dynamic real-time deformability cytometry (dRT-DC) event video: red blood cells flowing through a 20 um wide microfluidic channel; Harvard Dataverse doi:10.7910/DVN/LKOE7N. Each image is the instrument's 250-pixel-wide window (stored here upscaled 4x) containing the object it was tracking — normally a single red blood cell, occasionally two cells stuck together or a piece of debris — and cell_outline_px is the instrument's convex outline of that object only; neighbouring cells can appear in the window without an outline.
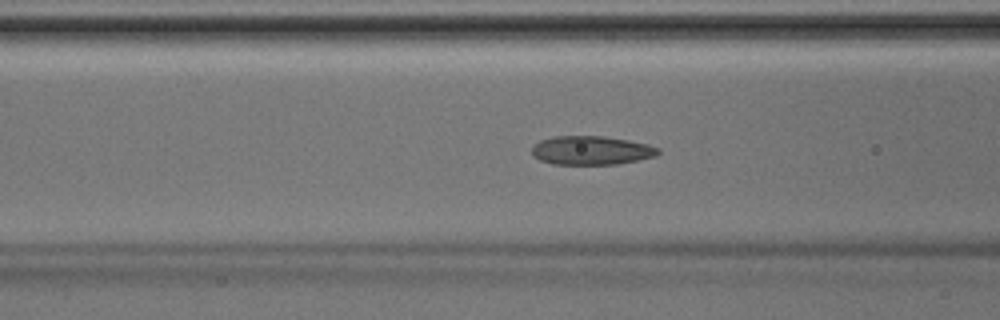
{"species": "Egyptian fruit bat (a non-hibernating species)", "species_latin": "Rousettus aegyptiacus", "temperature_condition": "room temperature", "stored_images_in_passage": 44, "camera_frame_rate_fps": 3000, "um_per_image_px": 0.085, "animal": {"sex": "male"}, "frame": {"image": 1, "passage_image": 17, "time_ms": 5.333, "image_size_px": [1000, 320], "cell_outline_px": [[660, 152], [656, 156], [616, 164], [552, 164], [540, 160], [532, 156], [532, 148], [540, 140], [552, 136], [604, 136], [628, 140], [648, 144], [660, 148]], "centroid_in_image_um": [50.25, 12.78], "position_along_channel_um": 116.3, "area_um2": 21.21}}
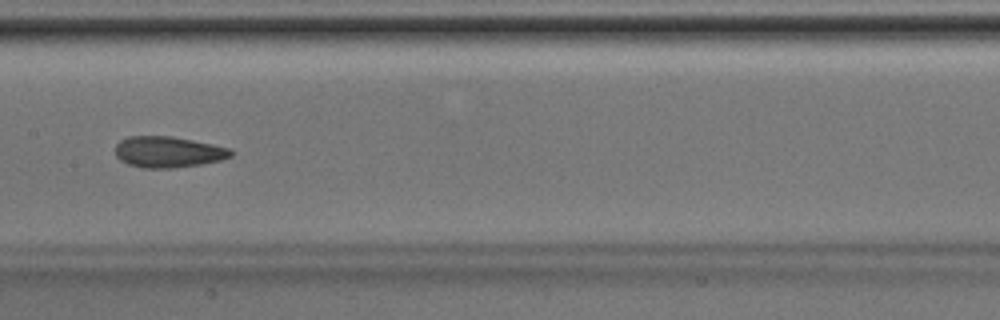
{"frame": {"image": 2, "passage_image": 22, "time_ms": 7.0, "image_size_px": [1000, 320], "cell_outline_px": [[236, 152], [232, 156], [220, 160], [200, 164], [172, 168], [144, 168], [128, 164], [120, 160], [116, 156], [116, 144], [120, 140], [128, 136], [172, 136], [232, 148]], "centroid_in_image_um": [14.32, 12.91], "position_along_channel_um": 193.1, "area_um2": 21.04}}
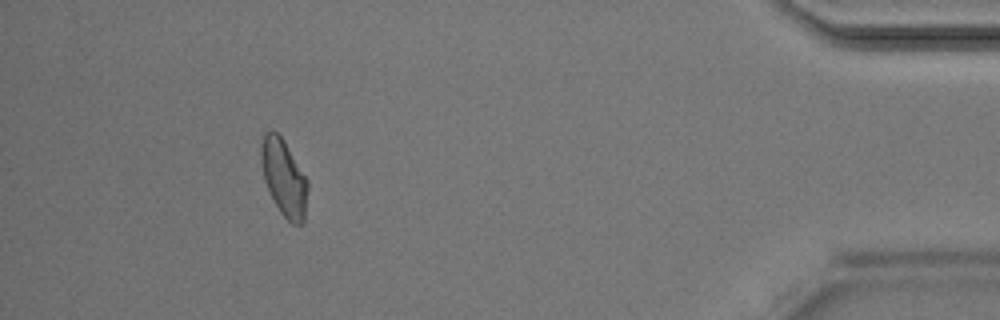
{"frame": {"image": 3, "passage_image": 40, "time_ms": 13.0, "image_size_px": [1000, 320], "cell_outline_px": [[308, 188], [304, 224], [292, 224], [280, 212], [264, 180], [260, 160], [260, 144], [264, 132], [272, 128], [280, 136], [308, 180]], "centroid_in_image_um": [24.12, 15.1], "position_along_channel_um": 411.1, "area_um2": 20.75}}